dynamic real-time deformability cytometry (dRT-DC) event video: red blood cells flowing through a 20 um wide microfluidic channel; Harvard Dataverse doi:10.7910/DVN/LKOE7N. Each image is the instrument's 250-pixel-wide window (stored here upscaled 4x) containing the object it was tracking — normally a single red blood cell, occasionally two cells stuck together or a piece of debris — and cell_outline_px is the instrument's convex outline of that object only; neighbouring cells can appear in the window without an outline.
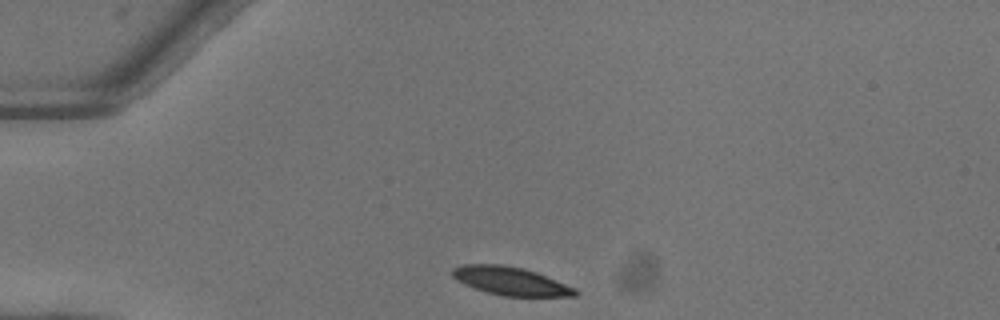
{"species": "common noctule bat (a hibernating species)", "species_latin": "Nyctalus noctula", "temperature_condition": "warm", "stored_images_in_passage": 39, "camera_frame_rate_fps": 3000, "um_per_image_px": 0.085, "animal": {"sex": "female"}, "frame": {"image": 1, "passage_image": 1, "time_ms": 0.0, "image_size_px": [1000, 320], "cell_outline_px": [[580, 292], [576, 296], [504, 296], [488, 292], [464, 284], [456, 280], [452, 276], [452, 268], [464, 264], [500, 264], [524, 268], [536, 272], [576, 288]], "centroid_in_image_um": [43.41, 23.88], "position_along_channel_um": 41.6, "area_um2": 20.17}}
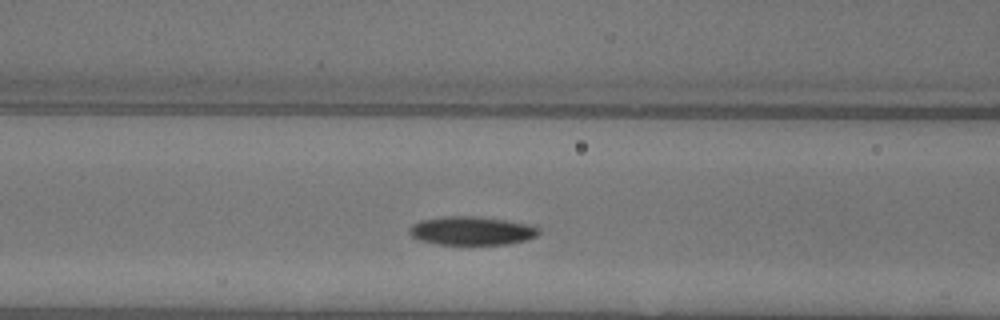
{"frame": {"image": 2, "passage_image": 10, "time_ms": 3.0, "image_size_px": [1000, 320], "cell_outline_px": [[540, 232], [536, 236], [528, 240], [508, 244], [436, 244], [420, 240], [412, 236], [408, 232], [408, 228], [412, 224], [420, 220], [444, 216], [476, 216], [504, 220], [528, 224], [540, 228]], "centroid_in_image_um": [40.08, 19.61], "position_along_channel_um": 126.5, "area_um2": 21.62}}
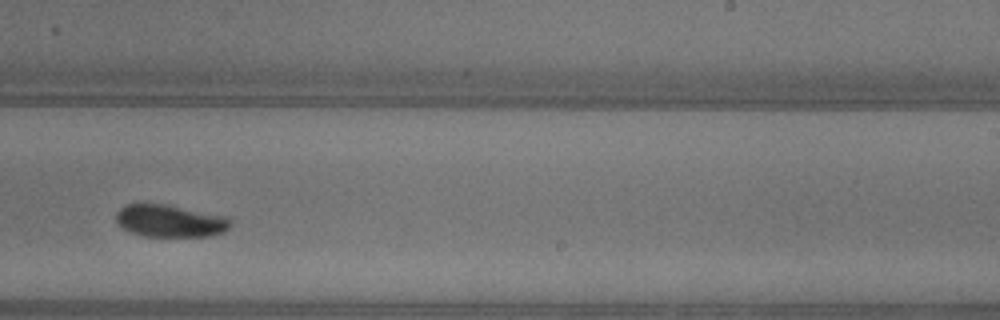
{"frame": {"image": 3, "passage_image": 21, "time_ms": 6.667, "image_size_px": [1000, 320], "cell_outline_px": [[228, 228], [224, 232], [208, 236], [144, 236], [132, 232], [116, 224], [116, 212], [124, 204], [164, 204], [216, 216], [228, 220]], "centroid_in_image_um": [14.3, 18.79], "position_along_channel_um": 274.7, "area_um2": 20.69}, "authors_computed_cell_mechanics": {"area_um2": 21.5594, "velocity_mm_per_s": 4.056, "shape_relaxation_time_tau1_ms": 2.8315, "shape_relaxation_time_tau2_ms": null, "deformation_change_tau1": 0.1174, "deformation_change_tau2": null}}